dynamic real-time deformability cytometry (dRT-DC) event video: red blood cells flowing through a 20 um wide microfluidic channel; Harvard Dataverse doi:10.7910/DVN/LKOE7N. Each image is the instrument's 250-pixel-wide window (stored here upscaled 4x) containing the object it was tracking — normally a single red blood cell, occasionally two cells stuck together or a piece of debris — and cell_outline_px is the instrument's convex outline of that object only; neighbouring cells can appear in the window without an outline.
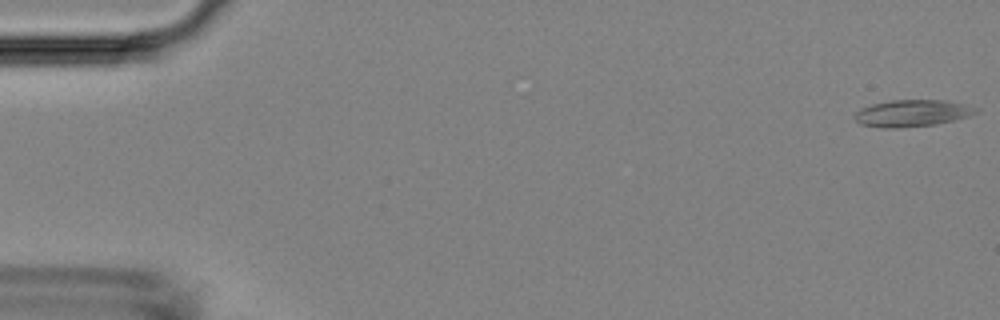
{"species": "Egyptian fruit bat (a non-hibernating species)", "species_latin": "Rousettus aegyptiacus", "temperature_condition": "room temperature", "stored_images_in_passage": 50, "camera_frame_rate_fps": 3000, "um_per_image_px": 0.085, "animal": {"sex": "female"}, "frame": {"image": 1, "passage_image": 1, "time_ms": 0.0, "image_size_px": [1000, 320], "cell_outline_px": [[980, 108], [976, 112], [968, 116], [936, 124], [896, 128], [884, 128], [860, 124], [852, 116], [860, 108], [872, 104], [892, 100], [948, 100]], "centroid_in_image_um": [77.51, 9.61], "position_along_channel_um": 7.5, "area_um2": 18.9}}
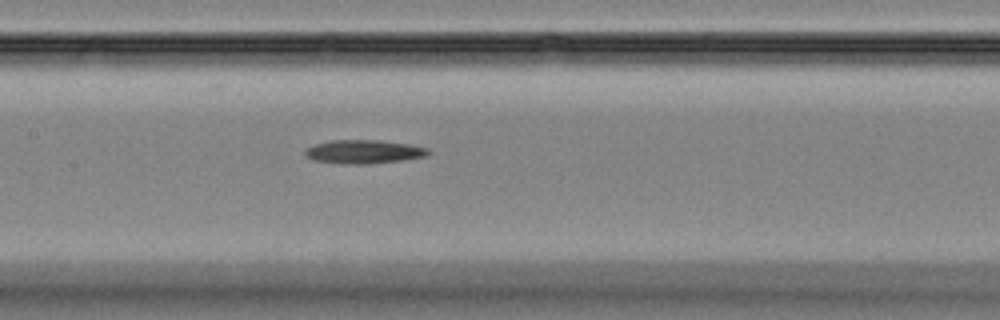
{"frame": {"image": 2, "passage_image": 24, "time_ms": 7.667, "image_size_px": [1000, 320], "cell_outline_px": [[432, 152], [428, 156], [404, 160], [368, 164], [340, 164], [312, 160], [304, 156], [304, 152], [308, 148], [316, 144], [332, 140], [380, 140], [408, 144], [428, 148]], "centroid_in_image_um": [30.94, 12.91], "position_along_channel_um": 176.5, "area_um2": 17.17}}
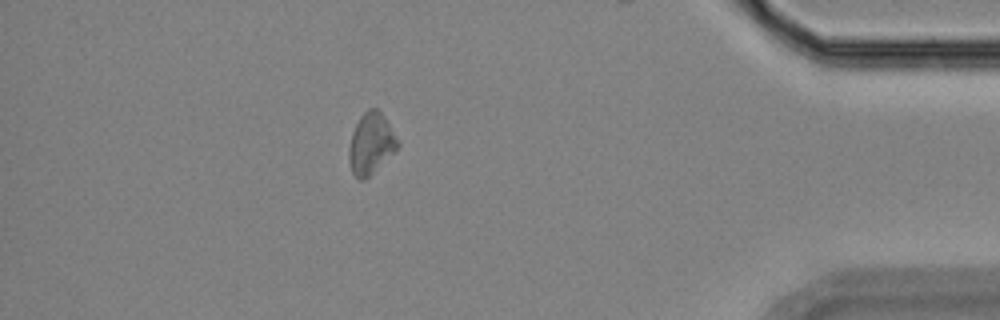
{"frame": {"image": 3, "passage_image": 44, "time_ms": 14.333, "image_size_px": [1000, 320], "cell_outline_px": [[400, 144], [364, 180], [360, 180], [352, 172], [348, 160], [348, 148], [352, 132], [360, 116], [368, 108], [376, 108], [380, 112], [400, 140]], "centroid_in_image_um": [31.5, 12.18], "position_along_channel_um": 403.7, "area_um2": 16.99}}